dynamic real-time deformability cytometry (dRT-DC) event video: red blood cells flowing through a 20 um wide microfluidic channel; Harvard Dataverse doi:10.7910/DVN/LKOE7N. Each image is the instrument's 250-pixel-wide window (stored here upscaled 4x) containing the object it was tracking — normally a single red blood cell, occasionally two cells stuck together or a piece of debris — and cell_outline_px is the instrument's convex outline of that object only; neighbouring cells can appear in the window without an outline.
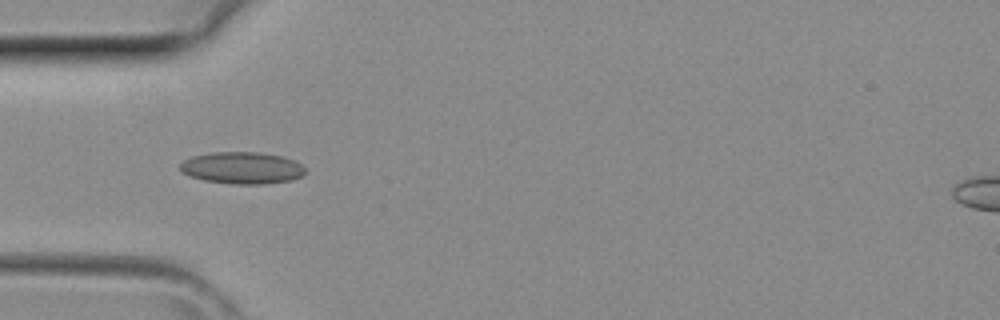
{"species": "common noctule bat (a hibernating species)", "species_latin": "Nyctalus noctula", "temperature_condition": "room temperature", "stored_images_in_passage": 5, "camera_frame_rate_fps": 3000, "um_per_image_px": 0.085, "animal": {"sex": "female", "body_mass_g": 29.2, "forearm_length_mm": 56.3}, "frame": {"image": 1, "passage_image": 4, "time_ms": 1.0, "image_size_px": [1000, 320], "cell_outline_px": [[308, 172], [304, 176], [292, 180], [264, 184], [236, 184], [204, 180], [188, 176], [180, 168], [180, 164], [184, 160], [192, 156], [212, 152], [260, 152], [280, 156], [296, 160]], "centroid_in_image_um": [20.62, 14.27], "position_along_channel_um": 64.4, "area_um2": 23.41}}
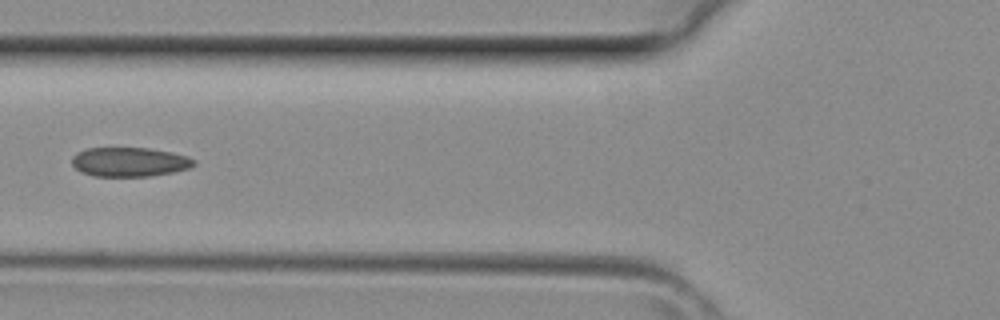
{"frame": {"image": 2, "passage_image": 5, "time_ms": 1.333, "image_size_px": [1000, 320], "cell_outline_px": [[196, 164], [188, 168], [172, 172], [152, 176], [92, 176], [80, 172], [72, 164], [72, 156], [76, 152], [88, 148], [148, 148], [172, 152], [188, 156], [196, 160]], "centroid_in_image_um": [11.0, 13.76], "position_along_channel_um": 114.8, "area_um2": 20.92}}